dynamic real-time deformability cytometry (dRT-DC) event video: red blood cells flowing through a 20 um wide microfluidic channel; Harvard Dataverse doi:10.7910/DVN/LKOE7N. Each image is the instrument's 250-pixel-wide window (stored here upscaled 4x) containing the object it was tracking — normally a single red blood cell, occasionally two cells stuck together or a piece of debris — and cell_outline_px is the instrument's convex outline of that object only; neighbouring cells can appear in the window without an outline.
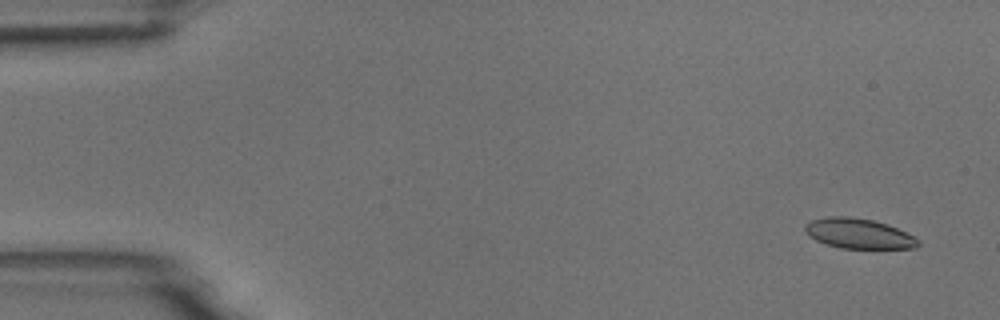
{"species": "common noctule bat (a hibernating species)", "species_latin": "Nyctalus noctula", "temperature_condition": "room temperature", "stored_images_in_passage": 4, "camera_frame_rate_fps": 3000, "um_per_image_px": 0.085, "animal": {"sex": "male", "body_mass_g": 18.8}, "frame": {"image": 1, "passage_image": 1, "time_ms": 0.0, "image_size_px": [1000, 320], "cell_outline_px": [[920, 244], [916, 248], [840, 248], [816, 240], [808, 236], [804, 228], [804, 224], [812, 220], [828, 216], [848, 216], [872, 220], [888, 224], [920, 240]], "centroid_in_image_um": [72.96, 19.84], "position_along_channel_um": 12.0, "area_um2": 19.71}}